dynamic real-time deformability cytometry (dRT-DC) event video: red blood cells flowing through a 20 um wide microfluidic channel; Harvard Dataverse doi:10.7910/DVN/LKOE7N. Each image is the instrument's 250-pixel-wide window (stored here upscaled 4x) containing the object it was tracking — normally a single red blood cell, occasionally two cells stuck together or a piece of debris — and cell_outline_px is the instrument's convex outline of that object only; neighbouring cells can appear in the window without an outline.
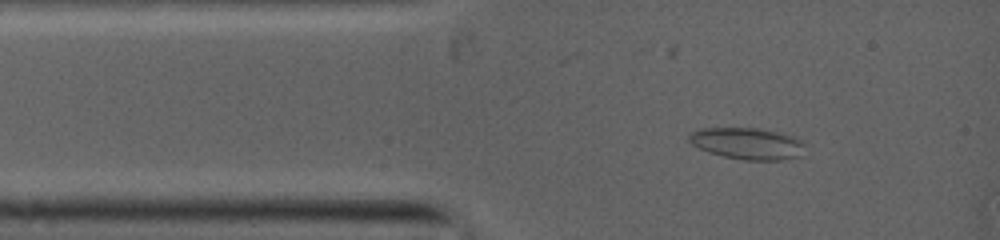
{"species": "common noctule bat (a hibernating species)", "species_latin": "Nyctalus noctula", "temperature_condition": "warm", "stored_images_in_passage": 18, "camera_frame_rate_fps": 5000, "um_per_image_px": 0.085, "animal": {"sex": "female", "body_mass_g": 19.0, "forearm_length_mm": 53.3}, "frame": {"image": 1, "passage_image": 8, "time_ms": 1.2, "image_size_px": [1000, 240], "cell_outline_px": [[804, 144], [796, 156], [780, 160], [748, 160], [724, 156], [708, 152], [692, 144], [688, 140], [688, 136], [692, 132], [704, 128], [752, 128], [784, 136], [796, 140]], "centroid_in_image_um": [63.36, 12.21], "position_along_channel_um": 21.6, "area_um2": 20.11}}
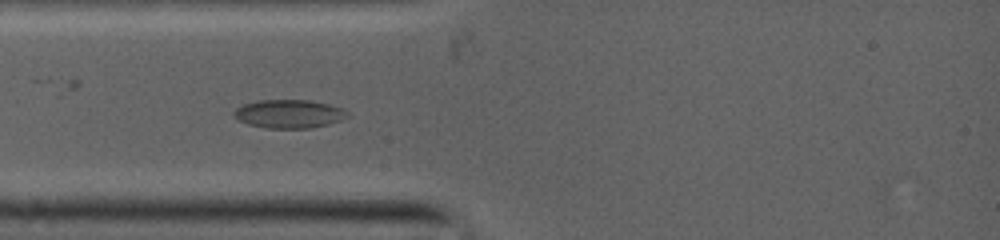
{"frame": {"image": 2, "passage_image": 17, "time_ms": 2.6, "image_size_px": [1000, 240], "cell_outline_px": [[348, 116], [340, 120], [328, 124], [312, 128], [268, 128], [248, 124], [240, 120], [236, 116], [236, 108], [244, 104], [260, 100], [308, 100], [328, 104], [340, 108], [348, 112]], "centroid_in_image_um": [24.59, 9.68], "position_along_channel_um": 60.4, "area_um2": 18.44}}